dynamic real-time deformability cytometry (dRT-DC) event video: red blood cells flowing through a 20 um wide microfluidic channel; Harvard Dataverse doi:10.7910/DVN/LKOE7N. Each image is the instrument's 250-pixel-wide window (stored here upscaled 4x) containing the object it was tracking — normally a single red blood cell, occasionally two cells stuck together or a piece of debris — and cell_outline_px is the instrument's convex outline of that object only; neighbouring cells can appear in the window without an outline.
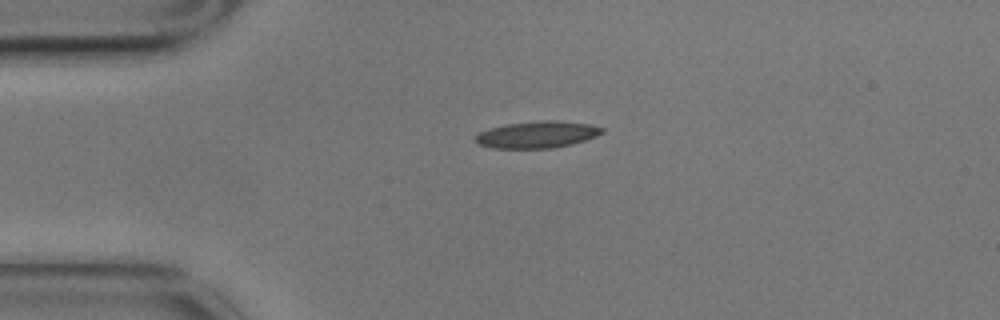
{"species": "common noctule bat (a hibernating species)", "species_latin": "Nyctalus noctula", "temperature_condition": "cold", "stored_images_in_passage": 3, "camera_frame_rate_fps": 3000, "um_per_image_px": 0.085, "animal": {"sex": "male", "body_mass_g": 17.9}, "frame": {"image": 1, "passage_image": 1, "time_ms": 0.0, "image_size_px": [1000, 320], "cell_outline_px": [[604, 132], [596, 136], [572, 144], [552, 148], [492, 148], [480, 144], [472, 140], [480, 132], [488, 128], [508, 124], [540, 120], [556, 120], [592, 124], [604, 128]], "centroid_in_image_um": [45.67, 11.43], "position_along_channel_um": 39.3, "area_um2": 19.83}}